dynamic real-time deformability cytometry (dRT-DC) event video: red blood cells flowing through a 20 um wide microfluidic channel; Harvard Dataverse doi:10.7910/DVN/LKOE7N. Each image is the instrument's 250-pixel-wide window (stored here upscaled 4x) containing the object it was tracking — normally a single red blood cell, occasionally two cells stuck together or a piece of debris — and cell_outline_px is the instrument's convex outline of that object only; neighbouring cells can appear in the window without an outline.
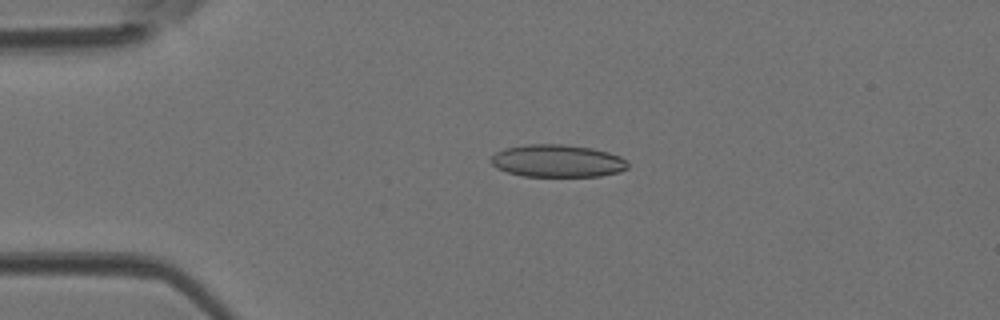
{"species": "Egyptian fruit bat (a non-hibernating species)", "species_latin": "Rousettus aegyptiacus", "temperature_condition": "room temperature", "stored_images_in_passage": 45, "camera_frame_rate_fps": 3000, "um_per_image_px": 0.085, "animal": {"sex": "female"}, "frame": {"image": 1, "passage_image": 10, "time_ms": 3.0, "image_size_px": [1000, 320], "cell_outline_px": [[628, 168], [620, 172], [600, 176], [524, 176], [508, 172], [496, 168], [488, 160], [496, 152], [504, 148], [528, 144], [564, 144], [592, 148], [608, 152], [620, 156], [628, 164]], "centroid_in_image_um": [47.36, 13.67], "position_along_channel_um": 37.6, "area_um2": 26.01}}
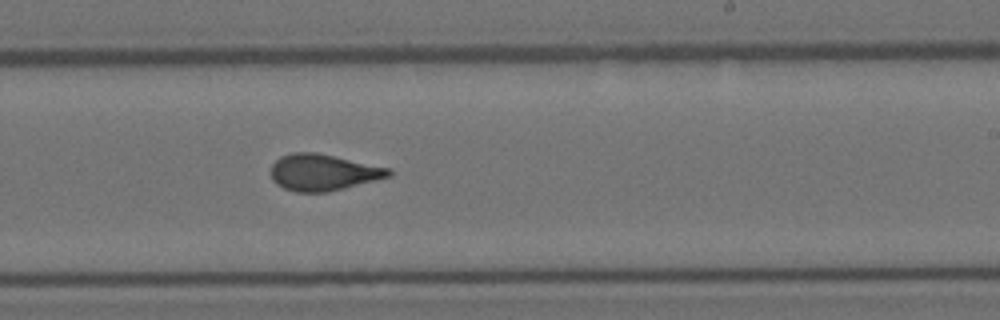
{"frame": {"image": 2, "passage_image": 27, "time_ms": 8.667, "image_size_px": [1000, 320], "cell_outline_px": [[392, 176], [328, 192], [296, 192], [284, 188], [276, 184], [272, 180], [272, 164], [280, 156], [292, 152], [316, 152], [392, 168]], "centroid_in_image_um": [27.48, 14.64], "position_along_channel_um": 261.5, "area_um2": 25.14}}
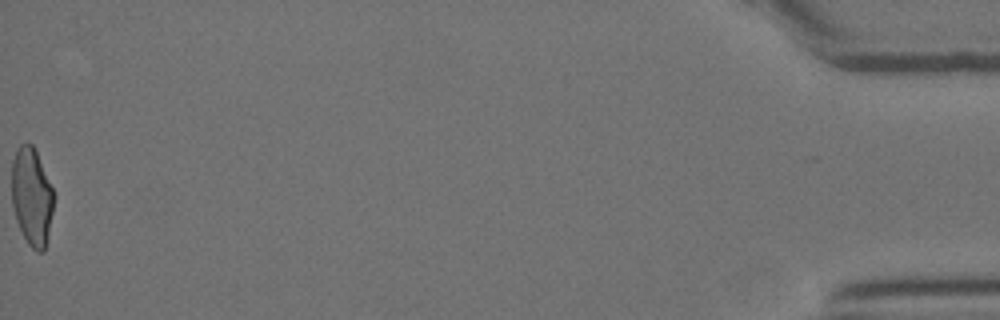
{"frame": {"image": 3, "passage_image": 45, "time_ms": 14.667, "image_size_px": [1000, 320], "cell_outline_px": [[52, 212], [44, 252], [36, 252], [28, 244], [16, 220], [12, 204], [12, 160], [16, 148], [20, 144], [32, 144], [36, 152], [52, 188]], "centroid_in_image_um": [2.67, 16.71], "position_along_channel_um": 432.5, "area_um2": 23.47}}